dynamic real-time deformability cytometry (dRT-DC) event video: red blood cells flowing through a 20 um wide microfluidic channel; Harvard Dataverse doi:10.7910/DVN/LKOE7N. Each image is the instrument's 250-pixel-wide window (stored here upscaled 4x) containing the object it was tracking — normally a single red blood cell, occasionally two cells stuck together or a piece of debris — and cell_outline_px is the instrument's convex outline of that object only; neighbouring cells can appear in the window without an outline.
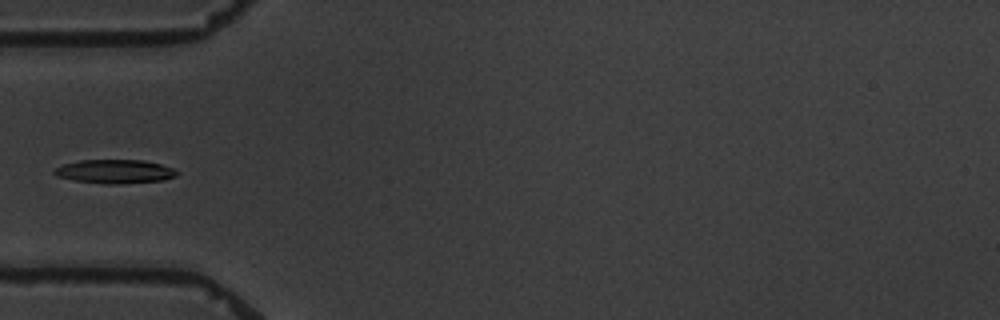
{"species": "common noctule bat (a hibernating species)", "species_latin": "Nyctalus noctula", "temperature_condition": "warm", "stored_images_in_passage": 5, "camera_frame_rate_fps": 3000, "um_per_image_px": 0.085, "animal": {"sex": "male", "body_mass_g": 19.5, "forearm_length_mm": 54.6}, "frame": {"image": 1, "passage_image": 5, "time_ms": 5.333, "image_size_px": [1000, 320], "cell_outline_px": [[180, 172], [176, 176], [164, 180], [120, 184], [104, 184], [76, 180], [56, 176], [52, 172], [56, 168], [64, 164], [80, 160], [144, 160], [160, 164], [172, 168]], "centroid_in_image_um": [9.79, 14.58], "position_along_channel_um": 75.2, "area_um2": 16.99}}